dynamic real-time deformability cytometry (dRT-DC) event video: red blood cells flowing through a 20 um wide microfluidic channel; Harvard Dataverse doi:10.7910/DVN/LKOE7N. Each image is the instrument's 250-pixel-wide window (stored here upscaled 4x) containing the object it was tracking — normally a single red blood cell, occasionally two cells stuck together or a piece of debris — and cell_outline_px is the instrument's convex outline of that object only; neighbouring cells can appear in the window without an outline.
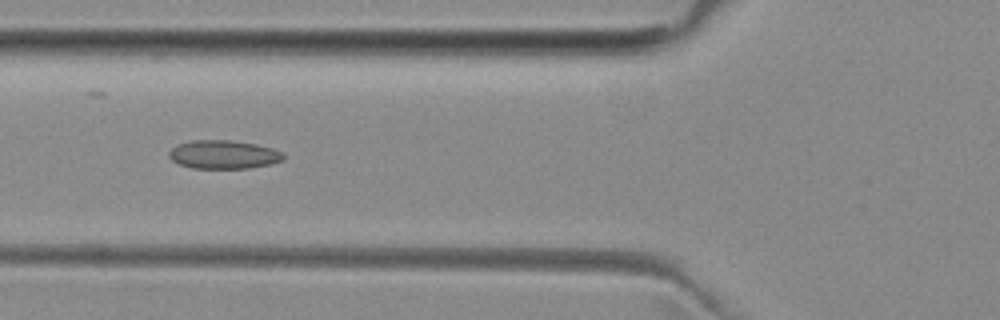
{"species": "common noctule bat (a hibernating species)", "species_latin": "Nyctalus noctula", "temperature_condition": "room temperature", "stored_images_in_passage": 7, "camera_frame_rate_fps": 3000, "um_per_image_px": 0.085, "animal": {"sex": "female", "body_mass_g": 29.2, "forearm_length_mm": 56.3}, "frame": {"image": 1, "passage_image": 5, "time_ms": 5.333, "image_size_px": [1000, 320], "cell_outline_px": [[284, 160], [272, 164], [248, 168], [192, 168], [180, 164], [172, 160], [168, 156], [168, 152], [176, 144], [192, 140], [228, 140], [252, 144], [272, 148], [284, 152]], "centroid_in_image_um": [19.0, 13.14], "position_along_channel_um": 106.8, "area_um2": 19.02}}
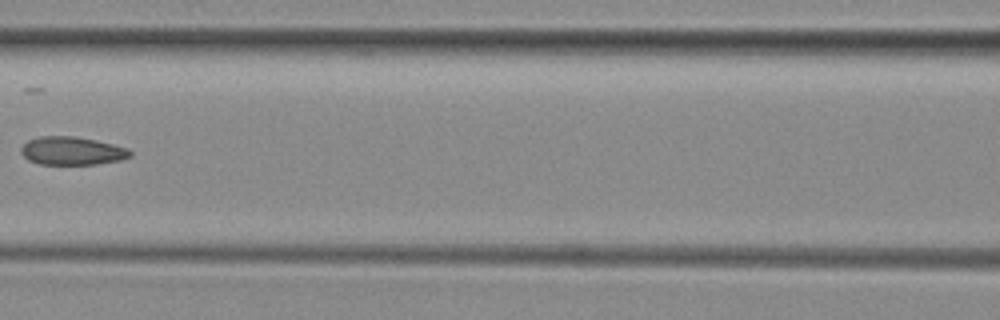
{"frame": {"image": 2, "passage_image": 6, "time_ms": 6.667, "image_size_px": [1000, 320], "cell_outline_px": [[132, 156], [120, 160], [96, 164], [40, 164], [28, 160], [20, 152], [20, 148], [28, 140], [40, 136], [72, 136], [96, 140], [128, 148], [132, 152]], "centroid_in_image_um": [6.12, 12.82], "position_along_channel_um": 160.5, "area_um2": 17.92}}
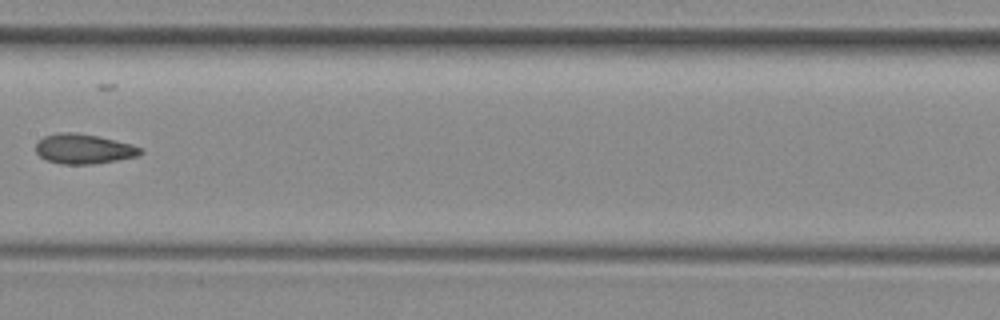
{"frame": {"image": 3, "passage_image": 7, "time_ms": 7.667, "image_size_px": [1000, 320], "cell_outline_px": [[144, 152], [140, 156], [92, 164], [60, 164], [48, 160], [40, 156], [36, 152], [36, 144], [44, 136], [56, 132], [76, 132], [96, 136], [132, 144], [144, 148]], "centroid_in_image_um": [7.15, 12.65], "position_along_channel_um": 200.3, "area_um2": 18.26}}